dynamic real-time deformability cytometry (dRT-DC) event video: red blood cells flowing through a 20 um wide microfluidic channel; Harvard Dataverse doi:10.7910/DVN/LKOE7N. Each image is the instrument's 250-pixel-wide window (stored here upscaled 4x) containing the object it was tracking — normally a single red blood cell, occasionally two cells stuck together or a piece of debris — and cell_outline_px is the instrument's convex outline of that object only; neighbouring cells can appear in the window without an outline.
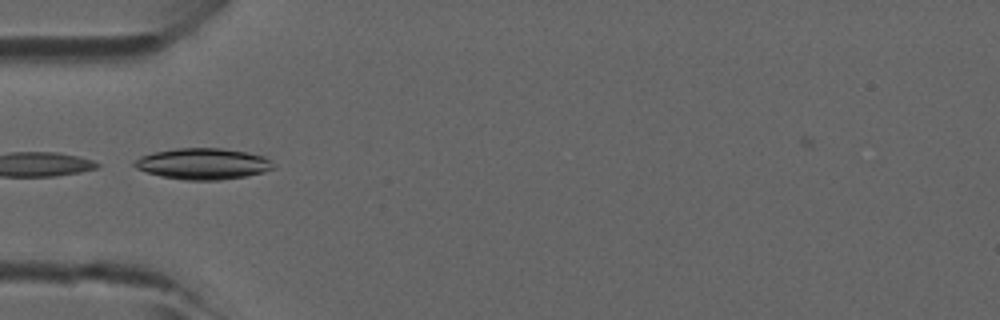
{"species": "common noctule bat (a hibernating species)", "species_latin": "Nyctalus noctula", "temperature_condition": "room temperature", "stored_images_in_passage": 2, "camera_frame_rate_fps": 3000, "um_per_image_px": 0.085, "animal": {"sex": "male", "forearm_length_mm": 52.5}, "frame": {"image": 1, "passage_image": 2, "time_ms": 0.333, "image_size_px": [1000, 320], "cell_outline_px": [[276, 168], [264, 172], [244, 176], [220, 180], [184, 180], [160, 176], [136, 168], [132, 164], [132, 160], [140, 156], [156, 152], [176, 148], [220, 148], [248, 152], [264, 156], [272, 160]], "centroid_in_image_um": [17.27, 13.92], "position_along_channel_um": 67.7, "area_um2": 25.37}}